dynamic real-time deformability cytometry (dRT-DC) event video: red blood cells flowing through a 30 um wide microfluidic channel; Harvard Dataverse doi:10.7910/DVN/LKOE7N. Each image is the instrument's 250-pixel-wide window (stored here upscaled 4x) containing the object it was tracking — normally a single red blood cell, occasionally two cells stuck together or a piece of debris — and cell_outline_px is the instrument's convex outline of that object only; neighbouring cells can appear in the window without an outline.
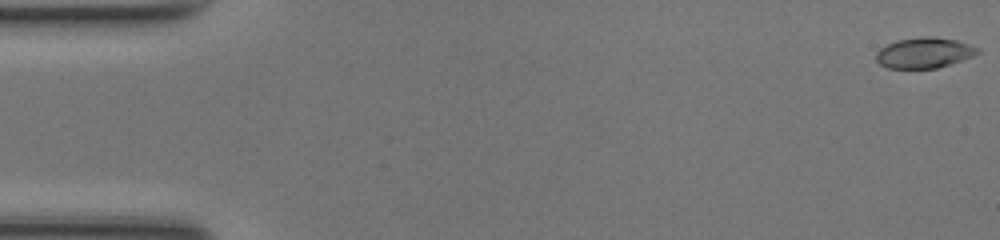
{"species": "common noctule bat (a hibernating species)", "species_latin": "Nyctalus noctula", "temperature_condition": "room temperature", "stored_images_in_passage": 49, "camera_frame_rate_fps": 3000, "um_per_image_px": 0.085, "animal": {"sex": "female", "body_mass_g": 17.0, "forearm_length_mm": 48.0}, "frame": {"image": 1, "passage_image": 1, "time_ms": 0.0, "image_size_px": [1000, 240], "cell_outline_px": [[980, 52], [972, 56], [936, 68], [888, 68], [880, 64], [876, 60], [876, 52], [880, 48], [896, 40], [924, 36], [932, 36], [956, 40], [980, 48]], "centroid_in_image_um": [78.54, 4.48], "position_along_channel_um": 6.5, "area_um2": 17.92}}
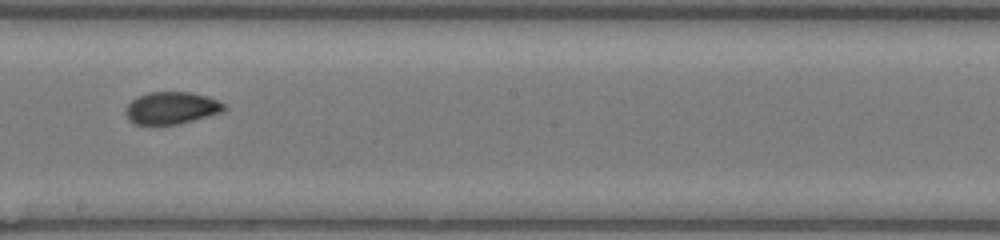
{"frame": {"image": 2, "passage_image": 28, "time_ms": 9.0, "image_size_px": [1000, 240], "cell_outline_px": [[228, 108], [224, 112], [176, 124], [136, 124], [128, 120], [124, 112], [128, 104], [132, 100], [148, 92], [192, 92], [208, 96], [224, 104]], "centroid_in_image_um": [14.59, 9.17], "position_along_channel_um": 233.6, "area_um2": 18.44}}
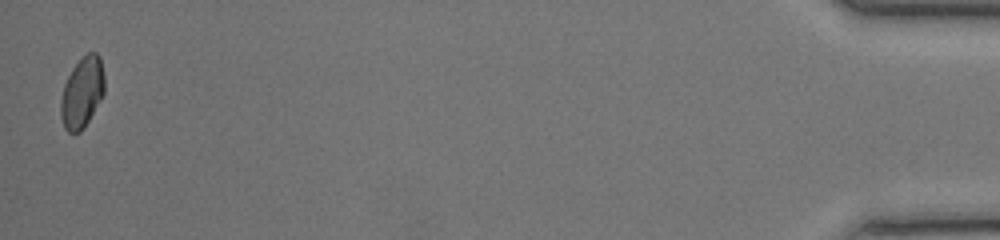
{"frame": {"image": 3, "passage_image": 49, "time_ms": 16.0, "image_size_px": [1000, 240], "cell_outline_px": [[104, 92], [88, 120], [80, 132], [68, 132], [64, 128], [60, 116], [60, 100], [64, 84], [72, 68], [88, 52], [96, 52], [100, 56], [104, 76]], "centroid_in_image_um": [6.96, 7.85], "position_along_channel_um": 428.2, "area_um2": 17.8}, "authors_computed_cell_mechanics": {"area_um2": 18.207, "velocity_mm_per_s": 4.2302, "shape_relaxation_time_tau1_ms": 6.7685, "shape_relaxation_time_tau2_ms": 2.2217, "deformation_change_tau1": 0.1658, "deformation_change_tau2": 0.0316}}